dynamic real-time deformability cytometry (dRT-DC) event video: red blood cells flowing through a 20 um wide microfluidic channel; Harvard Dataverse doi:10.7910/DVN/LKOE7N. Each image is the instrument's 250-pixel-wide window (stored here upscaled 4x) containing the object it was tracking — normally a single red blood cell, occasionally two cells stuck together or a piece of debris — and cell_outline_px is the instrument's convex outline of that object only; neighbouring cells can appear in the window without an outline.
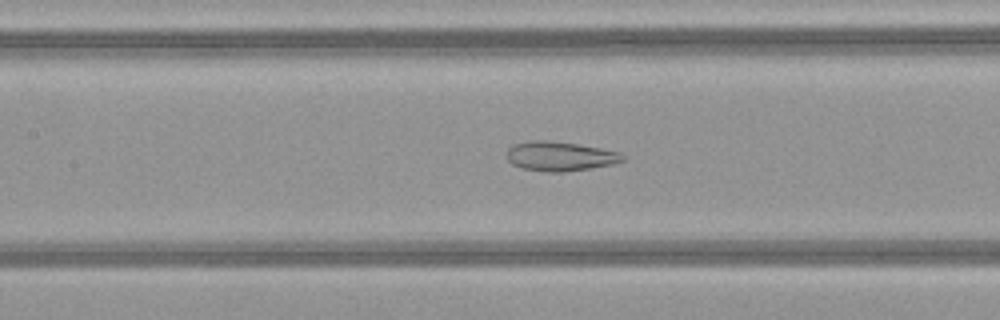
{"species": "common noctule bat (a hibernating species)", "species_latin": "Nyctalus noctula", "temperature_condition": "warm", "stored_images_in_passage": 35, "camera_frame_rate_fps": 3000, "um_per_image_px": 0.085, "animal": {"sex": "female", "body_mass_g": 21.9}, "frame": {"image": 1, "passage_image": 8, "time_ms": 2.333, "image_size_px": [1000, 320], "cell_outline_px": [[624, 160], [612, 164], [592, 168], [564, 172], [544, 172], [520, 168], [512, 164], [508, 160], [508, 148], [512, 144], [528, 140], [548, 140], [576, 144], [600, 148], [620, 152], [624, 156]], "centroid_in_image_um": [47.56, 13.28], "position_along_channel_um": 159.8, "area_um2": 20.0}}
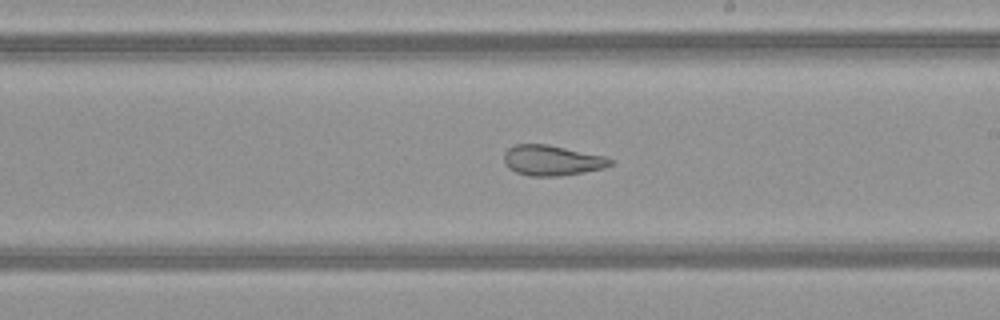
{"frame": {"image": 2, "passage_image": 14, "time_ms": 4.333, "image_size_px": [1000, 320], "cell_outline_px": [[612, 164], [604, 168], [584, 172], [560, 176], [528, 176], [516, 172], [508, 168], [504, 164], [504, 152], [508, 148], [516, 144], [548, 144], [604, 156], [612, 160]], "centroid_in_image_um": [46.88, 13.63], "position_along_channel_um": 242.1, "area_um2": 18.84}}
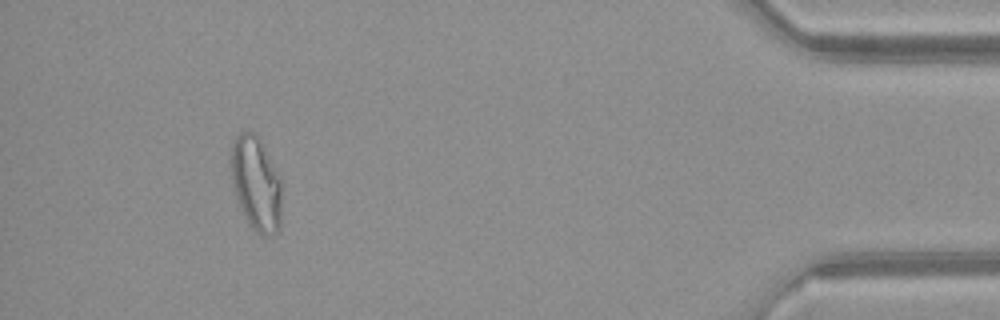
{"frame": {"image": 3, "passage_image": 31, "time_ms": 10.0, "image_size_px": [1000, 320], "cell_outline_px": [[280, 224], [276, 232], [264, 236], [260, 236], [252, 228], [244, 216], [236, 196], [232, 184], [228, 164], [232, 144], [236, 136], [240, 132], [252, 132], [260, 140], [280, 180]], "centroid_in_image_um": [21.71, 15.61], "position_along_channel_um": 413.5, "area_um2": 27.57}, "authors_computed_cell_mechanics": {"area_um2": 20.9236, "velocity_mm_per_s": 4.1161, "shape_relaxation_time_tau1_ms": null, "shape_relaxation_time_tau2_ms": 2.232, "deformation_change_tau1": null, "deformation_change_tau2": 0.1108}}